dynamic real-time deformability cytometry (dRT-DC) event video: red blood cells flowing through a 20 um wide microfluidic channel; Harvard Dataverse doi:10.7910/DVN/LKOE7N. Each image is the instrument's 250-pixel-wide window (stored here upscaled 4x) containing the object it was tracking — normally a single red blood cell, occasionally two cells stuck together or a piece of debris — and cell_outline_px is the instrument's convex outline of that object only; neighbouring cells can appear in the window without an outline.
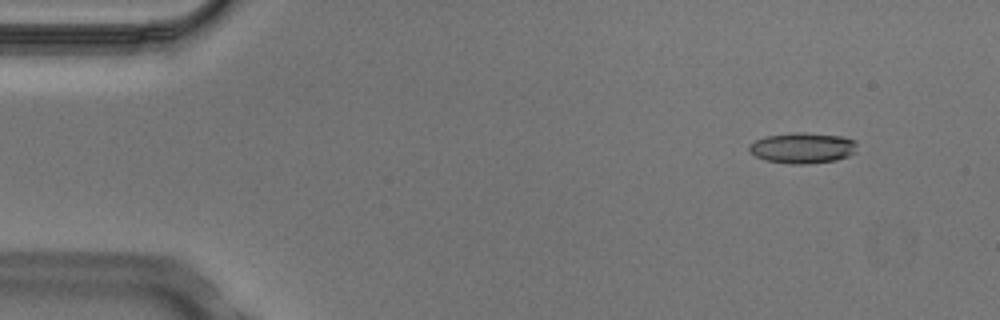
{"species": "Egyptian fruit bat (a non-hibernating species)", "species_latin": "Rousettus aegyptiacus", "temperature_condition": "cold", "stored_images_in_passage": 9, "camera_frame_rate_fps": 3000, "um_per_image_px": 0.085, "animal": {"sex": "male"}, "frame": {"image": 1, "passage_image": 1, "time_ms": 0.0, "image_size_px": [1000, 320], "cell_outline_px": [[856, 152], [848, 156], [836, 160], [804, 164], [792, 164], [764, 160], [756, 156], [748, 148], [748, 144], [764, 136], [796, 132], [800, 132], [840, 136], [856, 140]], "centroid_in_image_um": [68.21, 12.57], "position_along_channel_um": 16.8, "area_um2": 19.31}}
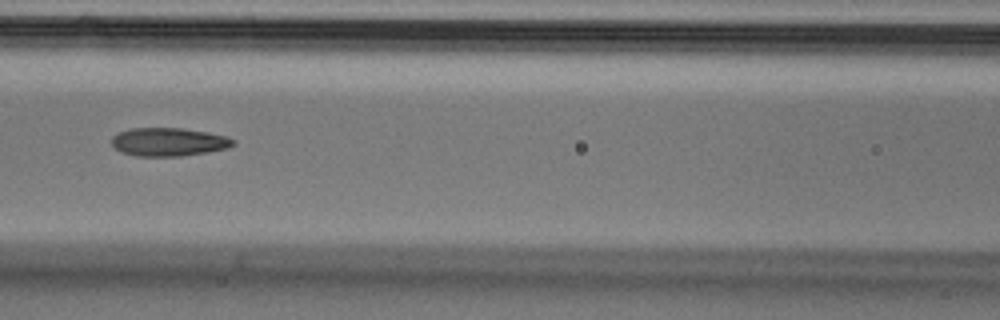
{"frame": {"image": 2, "passage_image": 6, "time_ms": 1.667, "image_size_px": [1000, 320], "cell_outline_px": [[236, 144], [228, 148], [208, 152], [180, 156], [136, 156], [120, 152], [112, 144], [112, 136], [116, 132], [128, 128], [184, 128], [208, 132], [228, 136], [236, 140]], "centroid_in_image_um": [14.35, 12.05], "position_along_channel_um": 152.3, "area_um2": 20.4}}
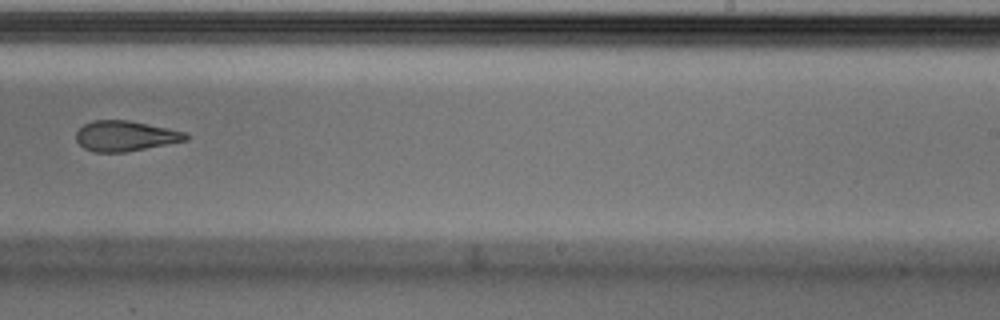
{"frame": {"image": 3, "passage_image": 9, "time_ms": 2.667, "image_size_px": [1000, 320], "cell_outline_px": [[188, 140], [124, 152], [96, 152], [84, 148], [76, 140], [76, 132], [84, 124], [92, 120], [128, 120], [168, 128], [184, 132], [188, 136]], "centroid_in_image_um": [10.63, 11.55], "position_along_channel_um": 278.4, "area_um2": 19.19}}